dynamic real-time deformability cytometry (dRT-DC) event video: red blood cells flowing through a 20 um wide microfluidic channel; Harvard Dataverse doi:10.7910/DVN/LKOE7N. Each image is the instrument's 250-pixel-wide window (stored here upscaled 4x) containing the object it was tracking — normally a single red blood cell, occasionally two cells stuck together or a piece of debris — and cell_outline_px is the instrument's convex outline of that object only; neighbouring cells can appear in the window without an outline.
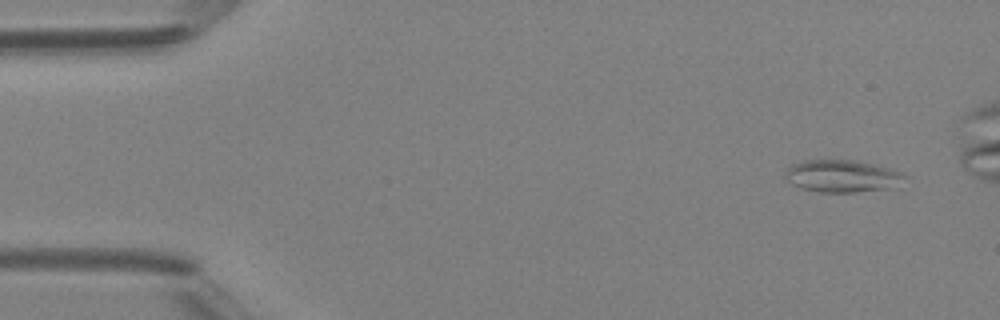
{"species": "Egyptian fruit bat (a non-hibernating species)", "species_latin": "Rousettus aegyptiacus", "temperature_condition": "room temperature", "stored_images_in_passage": 5, "camera_frame_rate_fps": 3000, "um_per_image_px": 0.085, "animal": {"sex": "female"}, "frame": {"image": 1, "passage_image": 1, "time_ms": 0.0, "image_size_px": [1000, 320], "cell_outline_px": [[908, 176], [896, 188], [856, 192], [820, 192], [800, 188], [792, 184], [784, 176], [784, 172], [792, 164], [804, 160], [856, 160], [892, 168], [904, 172]], "centroid_in_image_um": [71.65, 14.97], "position_along_channel_um": 13.4, "area_um2": 22.95}}